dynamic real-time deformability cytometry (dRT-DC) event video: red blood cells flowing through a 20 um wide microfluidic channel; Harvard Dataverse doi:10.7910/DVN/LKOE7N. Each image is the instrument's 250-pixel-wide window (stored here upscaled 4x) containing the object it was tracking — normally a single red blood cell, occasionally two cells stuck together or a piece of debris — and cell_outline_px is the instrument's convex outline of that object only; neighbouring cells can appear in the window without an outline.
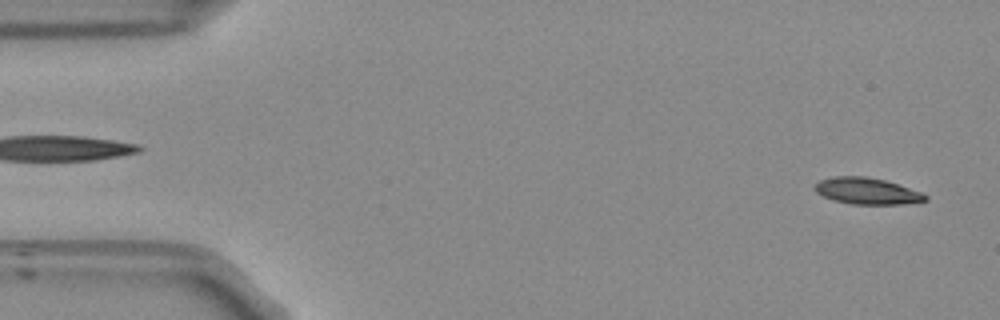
{"species": "Egyptian fruit bat (a non-hibernating species)", "species_latin": "Rousettus aegyptiacus", "temperature_condition": "room temperature", "stored_images_in_passage": 52, "camera_frame_rate_fps": 3000, "um_per_image_px": 0.085, "frame": {"image": 1, "passage_image": 2, "time_ms": 0.333, "image_size_px": [1000, 320], "cell_outline_px": [[928, 200], [900, 204], [852, 204], [832, 200], [816, 192], [812, 188], [820, 180], [836, 176], [864, 176], [884, 180], [920, 192], [928, 196]], "centroid_in_image_um": [73.65, 16.24], "position_along_channel_um": 11.4, "area_um2": 16.82}}
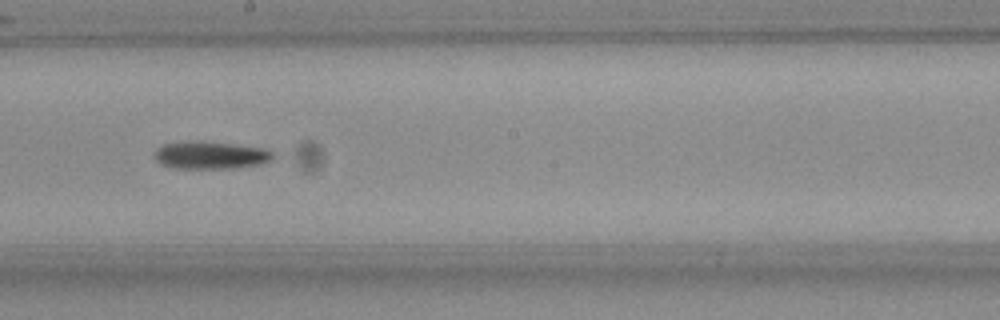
{"frame": {"image": 2, "passage_image": 28, "time_ms": 9.0, "image_size_px": [1000, 320], "cell_outline_px": [[276, 156], [272, 160], [264, 164], [236, 168], [176, 168], [160, 164], [156, 160], [156, 148], [164, 144], [232, 144], [264, 148], [272, 152]], "centroid_in_image_um": [18.01, 13.25], "position_along_channel_um": 230.2, "area_um2": 18.15}}
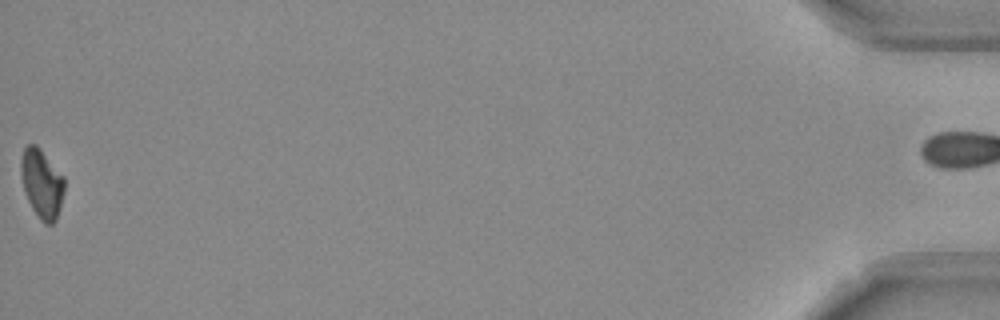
{"frame": {"image": 3, "passage_image": 52, "time_ms": 17.0, "image_size_px": [1000, 320], "cell_outline_px": [[64, 192], [60, 208], [56, 220], [52, 224], [44, 224], [40, 220], [32, 208], [24, 192], [20, 172], [20, 160], [24, 148], [28, 144], [36, 144], [40, 148], [64, 176]], "centroid_in_image_um": [3.55, 15.6], "position_along_channel_um": 431.7, "area_um2": 17.63}}